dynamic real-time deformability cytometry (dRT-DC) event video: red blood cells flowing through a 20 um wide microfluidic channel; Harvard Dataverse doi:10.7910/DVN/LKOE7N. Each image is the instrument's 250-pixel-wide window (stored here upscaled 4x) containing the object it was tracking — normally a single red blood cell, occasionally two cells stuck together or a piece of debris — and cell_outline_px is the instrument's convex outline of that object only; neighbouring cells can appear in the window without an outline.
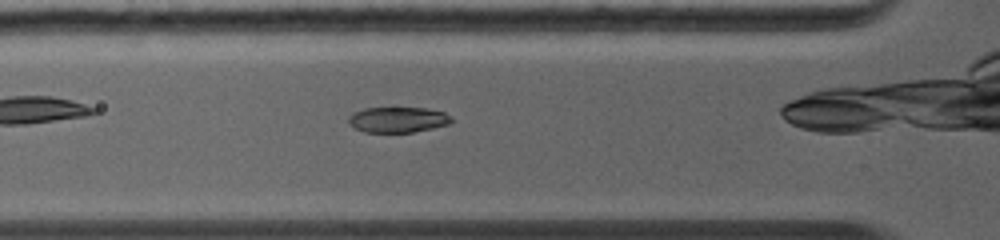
{"species": "common noctule bat (a hibernating species)", "species_latin": "Nyctalus noctula", "temperature_condition": "warm", "stored_images_in_passage": 23, "camera_frame_rate_fps": 5000, "um_per_image_px": 0.085, "animal": {"sex": "female", "body_mass_g": 19.0, "forearm_length_mm": 56.7}, "frame": {"image": 1, "passage_image": 4, "time_ms": 1.2, "image_size_px": [1000, 240], "cell_outline_px": [[452, 120], [448, 124], [432, 128], [412, 132], [364, 132], [348, 124], [348, 116], [352, 112], [364, 108], [424, 108], [444, 112], [452, 116]], "centroid_in_image_um": [33.78, 10.17], "position_along_channel_um": 92.0, "area_um2": 15.32}}
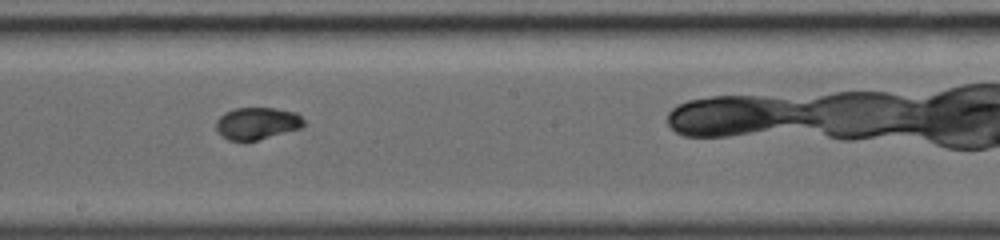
{"frame": {"image": 2, "passage_image": 11, "time_ms": 4.2, "image_size_px": [1000, 240], "cell_outline_px": [[304, 124], [300, 128], [256, 140], [228, 140], [220, 136], [216, 128], [216, 120], [224, 112], [236, 108], [276, 108], [296, 112], [304, 120]], "centroid_in_image_um": [21.82, 10.47], "position_along_channel_um": 226.4, "area_um2": 16.3}}
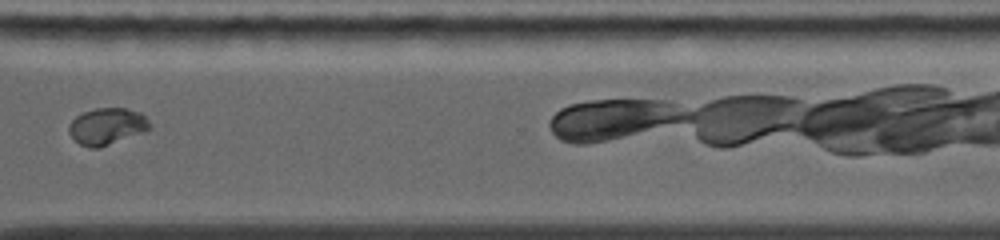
{"frame": {"image": 3, "passage_image": 18, "time_ms": 7.2, "image_size_px": [1000, 240], "cell_outline_px": [[148, 128], [140, 132], [100, 148], [88, 148], [80, 144], [68, 132], [68, 124], [76, 116], [84, 112], [96, 108], [124, 108], [140, 112], [148, 120]], "centroid_in_image_um": [9.02, 10.73], "position_along_channel_um": 361.6, "area_um2": 16.88}, "authors_computed_cell_mechanics": {"area_um2": 16.5886, "velocity_mm_per_s": 4.4847, "shape_relaxation_time_tau1_ms": 6.787, "shape_relaxation_time_tau2_ms": null, "deformation_change_tau1": 0.2758, "deformation_change_tau2": null}}